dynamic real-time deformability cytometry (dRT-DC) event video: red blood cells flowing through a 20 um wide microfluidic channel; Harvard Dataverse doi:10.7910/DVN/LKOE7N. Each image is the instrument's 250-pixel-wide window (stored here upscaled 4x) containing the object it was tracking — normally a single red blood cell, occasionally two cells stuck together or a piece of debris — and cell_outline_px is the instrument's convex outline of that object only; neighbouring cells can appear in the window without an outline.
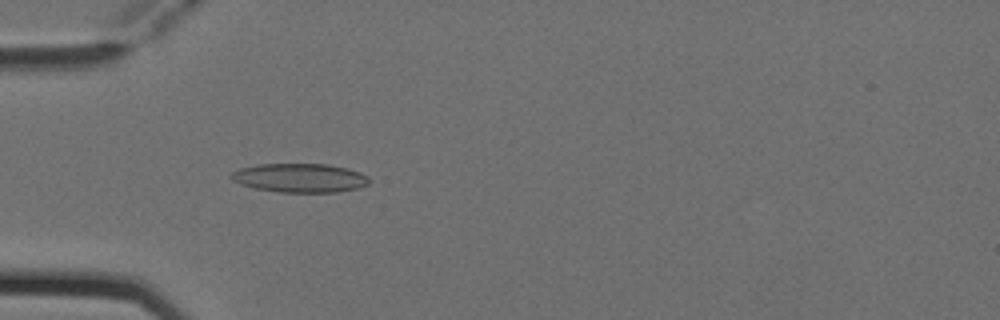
{"species": "Egyptian fruit bat (a non-hibernating species)", "species_latin": "Rousettus aegyptiacus", "temperature_condition": "cold", "stored_images_in_passage": 6, "camera_frame_rate_fps": 3000, "um_per_image_px": 0.085, "animal": {"sex": "female"}, "frame": {"image": 1, "passage_image": 4, "time_ms": 1.0, "image_size_px": [1000, 320], "cell_outline_px": [[368, 184], [360, 188], [336, 192], [280, 192], [256, 188], [240, 184], [232, 180], [228, 176], [232, 172], [240, 168], [256, 164], [328, 164], [348, 168], [360, 172], [368, 176]], "centroid_in_image_um": [25.48, 15.11], "position_along_channel_um": 59.5, "area_um2": 23.35}}
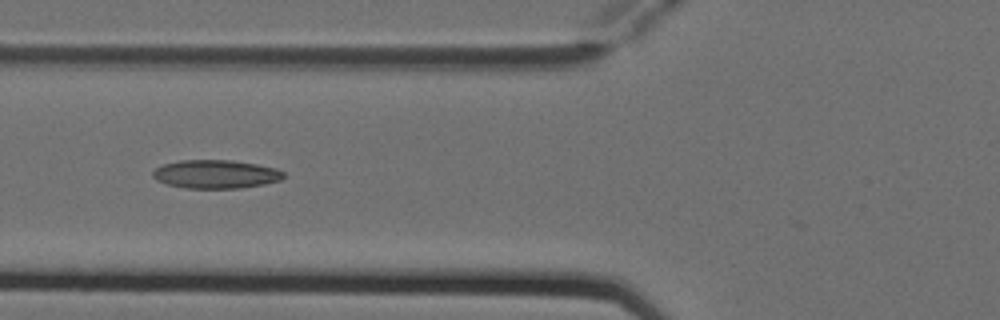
{"frame": {"image": 2, "passage_image": 5, "time_ms": 1.333, "image_size_px": [1000, 320], "cell_outline_px": [[284, 176], [280, 180], [264, 184], [240, 188], [184, 188], [168, 184], [156, 180], [152, 176], [152, 172], [156, 168], [164, 164], [180, 160], [232, 160], [256, 164], [276, 168], [284, 172]], "centroid_in_image_um": [18.33, 14.8], "position_along_channel_um": 107.5, "area_um2": 21.68}}
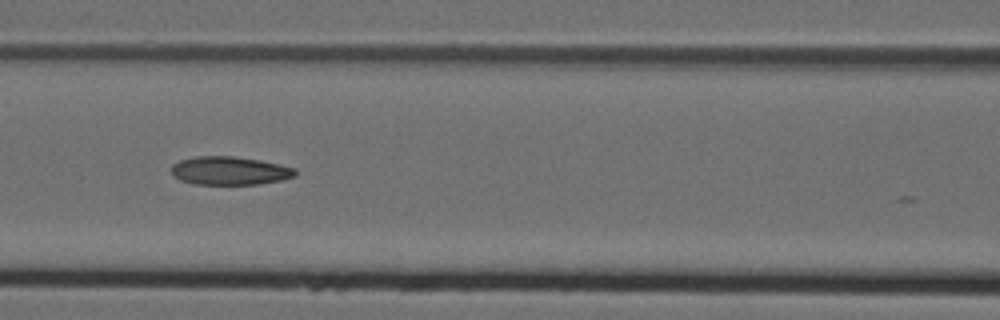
{"frame": {"image": 3, "passage_image": 6, "time_ms": 1.667, "image_size_px": [1000, 320], "cell_outline_px": [[296, 176], [280, 180], [260, 184], [192, 184], [180, 180], [172, 172], [172, 164], [180, 160], [196, 156], [232, 156], [260, 160], [296, 168]], "centroid_in_image_um": [19.53, 14.51], "position_along_channel_um": 147.1, "area_um2": 20.4}}